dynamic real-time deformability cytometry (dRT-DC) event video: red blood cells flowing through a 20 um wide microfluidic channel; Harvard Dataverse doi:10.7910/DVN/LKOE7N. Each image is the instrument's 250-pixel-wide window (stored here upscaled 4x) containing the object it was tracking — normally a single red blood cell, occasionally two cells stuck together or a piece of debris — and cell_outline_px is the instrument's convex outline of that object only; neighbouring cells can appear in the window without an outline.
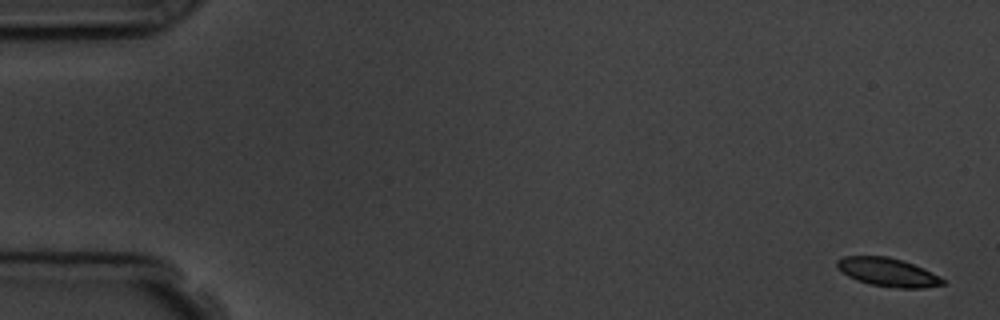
{"species": "common noctule bat (a hibernating species)", "species_latin": "Nyctalus noctula", "temperature_condition": "room temperature", "stored_images_in_passage": 4, "camera_frame_rate_fps": 3000, "um_per_image_px": 0.085, "animal": {"sex": "male", "body_mass_g": 19.5, "forearm_length_mm": 54.6}, "frame": {"image": 1, "passage_image": 1, "time_ms": 0.0, "image_size_px": [1000, 320], "cell_outline_px": [[944, 284], [924, 288], [900, 288], [872, 284], [856, 280], [848, 276], [836, 268], [836, 260], [844, 256], [888, 256], [924, 268], [940, 276], [944, 280]], "centroid_in_image_um": [75.44, 23.13], "position_along_channel_um": 9.6, "area_um2": 17.46}}